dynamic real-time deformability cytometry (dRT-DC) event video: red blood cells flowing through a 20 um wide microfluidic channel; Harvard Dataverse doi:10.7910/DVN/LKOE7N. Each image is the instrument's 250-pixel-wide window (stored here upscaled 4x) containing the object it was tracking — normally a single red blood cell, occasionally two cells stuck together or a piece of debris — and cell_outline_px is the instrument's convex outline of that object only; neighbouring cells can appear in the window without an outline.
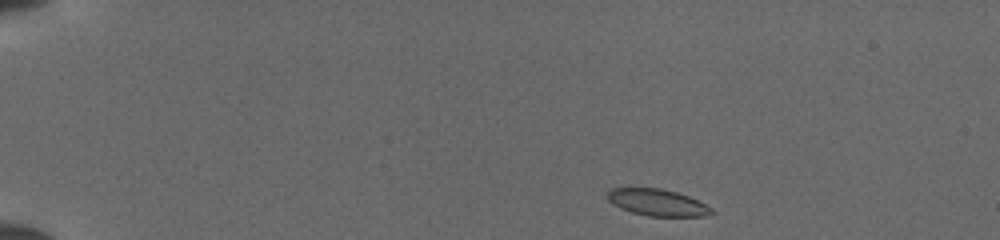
{"species": "common noctule bat (a hibernating species)", "species_latin": "Nyctalus noctula", "temperature_condition": "cold", "stored_images_in_passage": 42, "camera_frame_rate_fps": 3000, "um_per_image_px": 0.085, "animal": {"sex": "female", "body_mass_g": 19.5, "forearm_length_mm": 54.1}, "frame": {"image": 1, "passage_image": 1, "time_ms": 0.0, "image_size_px": [1000, 240], "cell_outline_px": [[716, 212], [704, 216], [648, 216], [632, 212], [620, 208], [612, 204], [608, 200], [608, 192], [612, 188], [660, 188], [676, 192], [688, 196], [712, 208]], "centroid_in_image_um": [55.87, 17.21], "position_along_channel_um": 29.1, "area_um2": 16.07}}
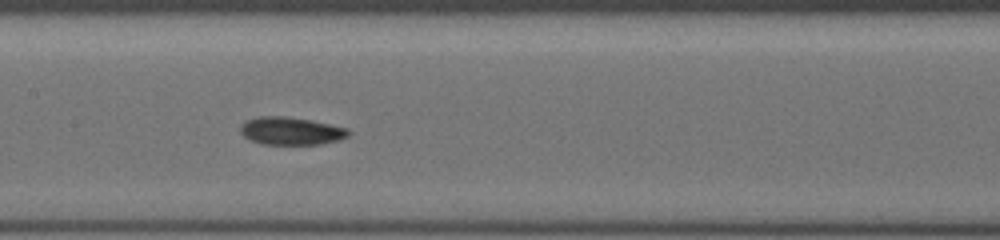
{"frame": {"image": 2, "passage_image": 19, "time_ms": 6.0, "image_size_px": [1000, 240], "cell_outline_px": [[352, 132], [348, 136], [340, 140], [320, 144], [260, 144], [244, 136], [240, 132], [240, 128], [248, 120], [260, 116], [284, 116], [312, 120], [348, 128]], "centroid_in_image_um": [24.79, 11.13], "position_along_channel_um": 182.6, "area_um2": 17.46}}
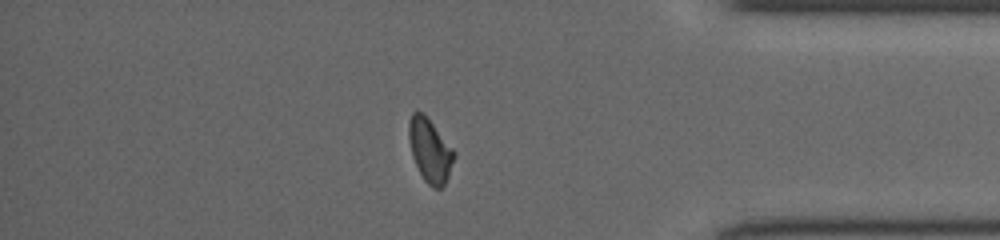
{"frame": {"image": 3, "passage_image": 36, "time_ms": 11.667, "image_size_px": [1000, 240], "cell_outline_px": [[456, 156], [448, 176], [444, 184], [440, 188], [432, 188], [424, 180], [412, 156], [408, 136], [408, 124], [412, 112], [424, 112], [456, 152]], "centroid_in_image_um": [36.55, 12.76], "position_along_channel_um": 398.6, "area_um2": 16.82}}